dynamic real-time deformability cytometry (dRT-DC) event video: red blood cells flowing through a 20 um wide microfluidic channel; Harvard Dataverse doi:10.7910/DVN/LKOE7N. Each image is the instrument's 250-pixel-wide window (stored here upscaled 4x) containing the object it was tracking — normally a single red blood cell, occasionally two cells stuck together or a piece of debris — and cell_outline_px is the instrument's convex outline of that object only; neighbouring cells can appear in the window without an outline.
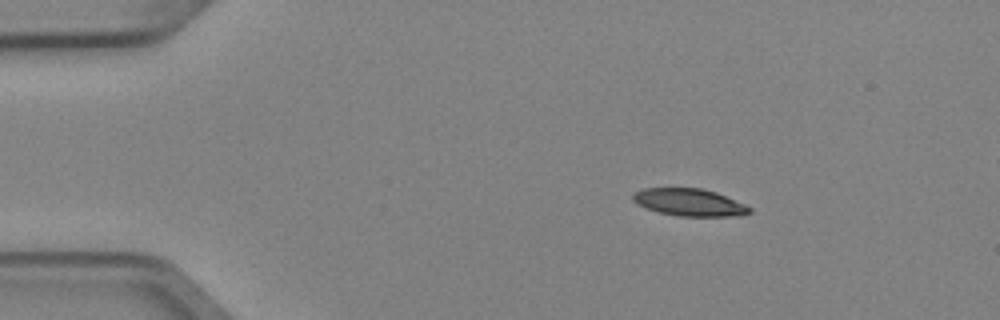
{"species": "Egyptian fruit bat (a non-hibernating species)", "species_latin": "Rousettus aegyptiacus", "temperature_condition": "cold", "stored_images_in_passage": 6, "segment_of_instrument_passage": [1, 2], "camera_frame_rate_fps": 3000, "um_per_image_px": 0.085, "animal": {"sex": "female"}, "frame": {"image": 1, "passage_image": 3, "time_ms": 0.667, "image_size_px": [1000, 320], "cell_outline_px": [[752, 212], [744, 216], [680, 216], [660, 212], [636, 204], [632, 200], [632, 196], [636, 192], [644, 188], [704, 188], [716, 192], [744, 204], [752, 208]], "centroid_in_image_um": [58.64, 17.2], "position_along_channel_um": 26.4, "area_um2": 18.55}}